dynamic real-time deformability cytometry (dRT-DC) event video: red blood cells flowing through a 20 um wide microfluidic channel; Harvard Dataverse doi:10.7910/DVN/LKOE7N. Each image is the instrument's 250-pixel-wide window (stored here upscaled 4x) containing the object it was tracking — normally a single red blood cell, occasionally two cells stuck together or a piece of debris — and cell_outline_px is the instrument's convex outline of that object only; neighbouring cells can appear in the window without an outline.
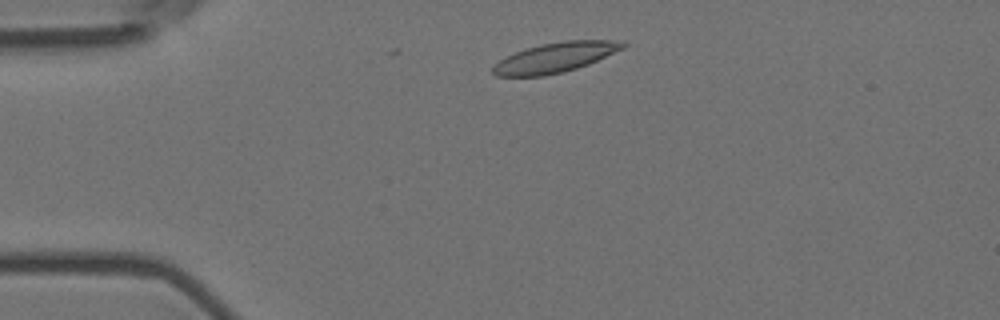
{"species": "Egyptian fruit bat (a non-hibernating species)", "species_latin": "Rousettus aegyptiacus", "temperature_condition": "room temperature", "stored_images_in_passage": 3, "camera_frame_rate_fps": 3000, "um_per_image_px": 0.085, "animal": {"sex": "female"}, "frame": {"image": 1, "passage_image": 2, "time_ms": 0.333, "image_size_px": [1000, 320], "cell_outline_px": [[628, 44], [624, 48], [588, 64], [576, 68], [544, 76], [496, 76], [492, 72], [492, 68], [500, 60], [524, 48], [540, 44], [564, 40], [624, 40]], "centroid_in_image_um": [47.23, 4.87], "position_along_channel_um": 37.8, "area_um2": 22.54}}